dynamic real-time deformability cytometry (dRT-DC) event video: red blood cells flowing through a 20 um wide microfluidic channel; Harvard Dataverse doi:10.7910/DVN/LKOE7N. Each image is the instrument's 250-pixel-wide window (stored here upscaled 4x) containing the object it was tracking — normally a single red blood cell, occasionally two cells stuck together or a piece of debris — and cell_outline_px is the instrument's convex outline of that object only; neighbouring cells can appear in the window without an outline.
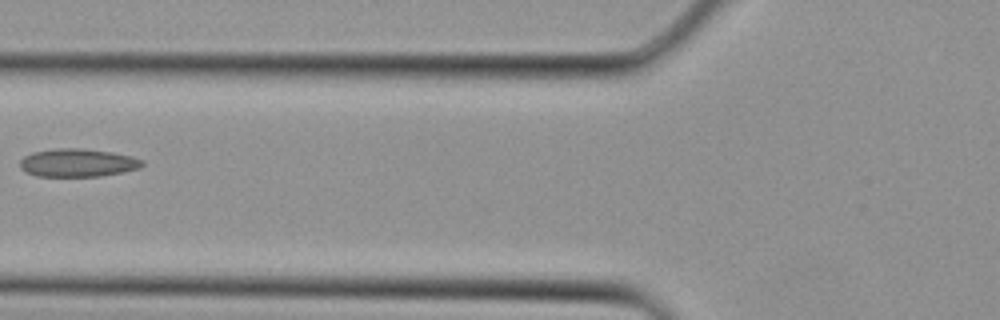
{"species": "Egyptian fruit bat (a non-hibernating species)", "species_latin": "Rousettus aegyptiacus", "temperature_condition": "cold", "stored_images_in_passage": 4, "camera_frame_rate_fps": 3000, "um_per_image_px": 0.085, "animal": {"sex": "female"}, "frame": {"image": 1, "passage_image": 4, "time_ms": 1.0, "image_size_px": [1000, 320], "cell_outline_px": [[144, 164], [140, 168], [124, 172], [100, 176], [36, 176], [24, 172], [20, 168], [20, 160], [24, 156], [32, 152], [56, 148], [80, 148], [112, 152], [132, 156], [144, 160]], "centroid_in_image_um": [6.6, 13.83], "position_along_channel_um": 119.2, "area_um2": 20.23}}